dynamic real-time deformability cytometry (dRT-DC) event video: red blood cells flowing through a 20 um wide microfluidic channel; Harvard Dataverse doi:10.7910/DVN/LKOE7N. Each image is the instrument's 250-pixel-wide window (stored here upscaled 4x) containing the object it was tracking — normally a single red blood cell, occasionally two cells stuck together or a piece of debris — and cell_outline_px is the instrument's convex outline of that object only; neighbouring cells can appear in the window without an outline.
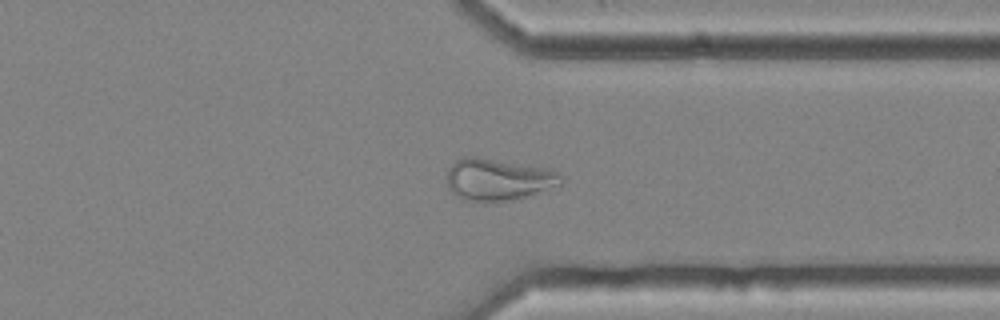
{"species": "common noctule bat (a hibernating species)", "species_latin": "Nyctalus noctula", "temperature_condition": "cold", "stored_images_in_passage": 43, "camera_frame_rate_fps": 3000, "um_per_image_px": 0.085, "animal": {"sex": "female", "body_mass_g": 25.1}, "frame": {"image": 1, "passage_image": 31, "time_ms": 10.0, "image_size_px": [1000, 320], "cell_outline_px": [[564, 180], [560, 184], [524, 196], [508, 200], [464, 200], [456, 196], [448, 188], [448, 172], [452, 164], [456, 160], [464, 156], [476, 156], [548, 168], [560, 172], [564, 176]], "centroid_in_image_um": [42.35, 15.22], "position_along_channel_um": 369.1, "area_um2": 27.46}, "authors_computed_cell_mechanics": {"area_um2": 27.0504, "velocity_mm_per_s": 3.6287, "shape_relaxation_time_tau1_ms": null, "shape_relaxation_time_tau2_ms": 2.6234, "deformation_change_tau1": null, "deformation_change_tau2": 0.0806}}